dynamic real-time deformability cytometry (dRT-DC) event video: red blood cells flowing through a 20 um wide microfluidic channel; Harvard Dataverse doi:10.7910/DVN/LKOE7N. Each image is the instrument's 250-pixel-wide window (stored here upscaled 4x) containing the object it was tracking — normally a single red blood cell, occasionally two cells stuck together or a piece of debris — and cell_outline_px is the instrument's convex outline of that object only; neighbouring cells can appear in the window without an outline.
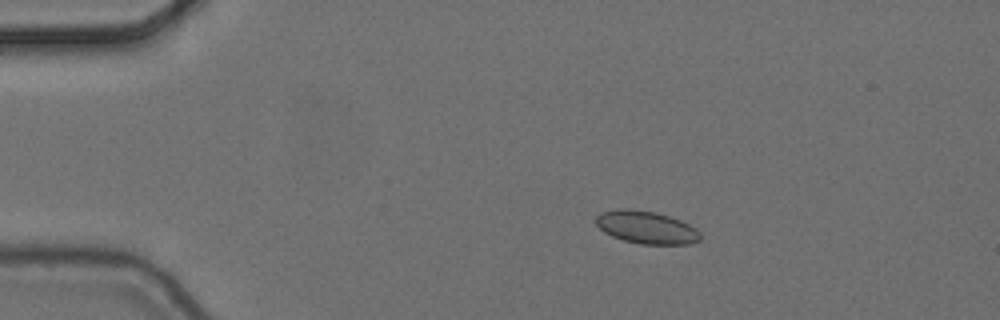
{"species": "common noctule bat (a hibernating species)", "species_latin": "Nyctalus noctula", "temperature_condition": "cold", "stored_images_in_passage": 3, "camera_frame_rate_fps": 3000, "um_per_image_px": 0.085, "animal": {"sex": "female", "body_mass_g": 24.6, "forearm_length_mm": 56.2}, "frame": {"image": 1, "passage_image": 2, "time_ms": 0.333, "image_size_px": [1000, 320], "cell_outline_px": [[700, 240], [688, 244], [640, 244], [624, 240], [612, 236], [604, 232], [596, 224], [596, 216], [600, 212], [616, 208], [628, 208], [656, 212], [680, 220], [696, 228], [700, 232]], "centroid_in_image_um": [54.92, 19.31], "position_along_channel_um": 30.1, "area_um2": 19.94}}